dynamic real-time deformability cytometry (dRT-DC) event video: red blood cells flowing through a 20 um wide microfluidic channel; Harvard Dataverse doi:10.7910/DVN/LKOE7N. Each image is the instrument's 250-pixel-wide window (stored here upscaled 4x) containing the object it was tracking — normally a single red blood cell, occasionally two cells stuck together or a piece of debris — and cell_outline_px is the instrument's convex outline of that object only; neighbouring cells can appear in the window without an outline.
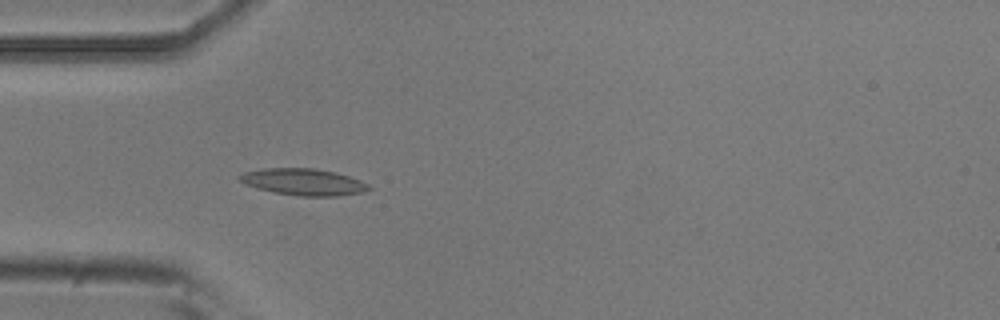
{"species": "common noctule bat (a hibernating species)", "species_latin": "Nyctalus noctula", "temperature_condition": "room temperature", "stored_images_in_passage": 4, "camera_frame_rate_fps": 3000, "um_per_image_px": 0.085, "animal": {"sex": "male", "body_mass_g": 20.5, "forearm_length_mm": 52.5}, "frame": {"image": 1, "passage_image": 4, "time_ms": 1.0, "image_size_px": [1000, 320], "cell_outline_px": [[372, 188], [364, 192], [340, 196], [296, 196], [272, 192], [244, 184], [236, 176], [244, 172], [264, 168], [316, 168], [336, 172], [360, 180], [368, 184]], "centroid_in_image_um": [25.79, 15.47], "position_along_channel_um": 59.2, "area_um2": 20.29}}